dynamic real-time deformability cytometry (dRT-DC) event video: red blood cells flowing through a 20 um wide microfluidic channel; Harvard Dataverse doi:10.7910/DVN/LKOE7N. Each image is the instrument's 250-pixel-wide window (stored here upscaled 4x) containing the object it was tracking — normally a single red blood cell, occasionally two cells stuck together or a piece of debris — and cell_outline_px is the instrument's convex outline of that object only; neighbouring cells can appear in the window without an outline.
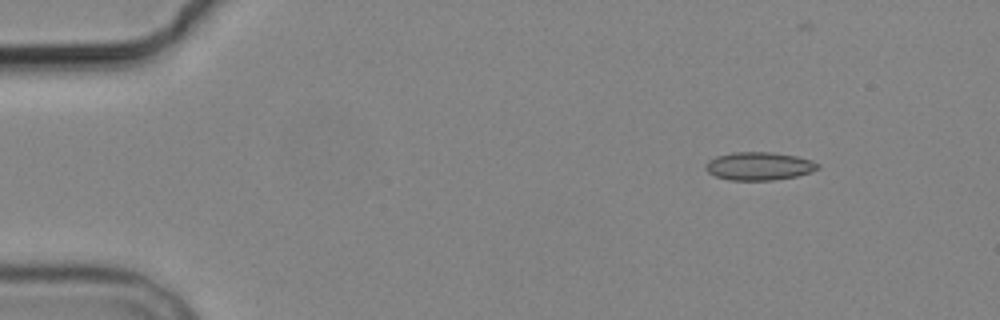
{"species": "common noctule bat (a hibernating species)", "species_latin": "Nyctalus noctula", "temperature_condition": "cold", "stored_images_in_passage": 5, "camera_frame_rate_fps": 3000, "um_per_image_px": 0.085, "animal": {"sex": "male", "body_mass_g": 19.2, "forearm_length_mm": 51.8}, "frame": {"image": 1, "passage_image": 2, "time_ms": 1.333, "image_size_px": [1000, 320], "cell_outline_px": [[820, 168], [812, 172], [796, 176], [772, 180], [728, 180], [716, 176], [708, 172], [704, 168], [704, 164], [708, 160], [716, 156], [732, 152], [772, 152], [796, 156], [812, 160], [820, 164]], "centroid_in_image_um": [64.51, 14.11], "position_along_channel_um": 20.5, "area_um2": 18.55}}
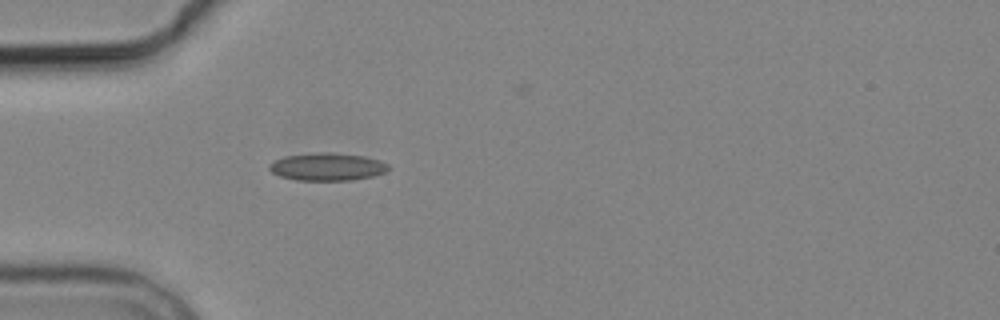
{"frame": {"image": 2, "passage_image": 5, "time_ms": 4.667, "image_size_px": [1000, 320], "cell_outline_px": [[392, 168], [388, 172], [372, 176], [352, 180], [296, 180], [280, 176], [272, 172], [268, 168], [268, 164], [284, 156], [316, 152], [324, 152], [364, 156], [380, 160], [388, 164]], "centroid_in_image_um": [27.85, 14.17], "position_along_channel_um": 57.2, "area_um2": 19.31}}